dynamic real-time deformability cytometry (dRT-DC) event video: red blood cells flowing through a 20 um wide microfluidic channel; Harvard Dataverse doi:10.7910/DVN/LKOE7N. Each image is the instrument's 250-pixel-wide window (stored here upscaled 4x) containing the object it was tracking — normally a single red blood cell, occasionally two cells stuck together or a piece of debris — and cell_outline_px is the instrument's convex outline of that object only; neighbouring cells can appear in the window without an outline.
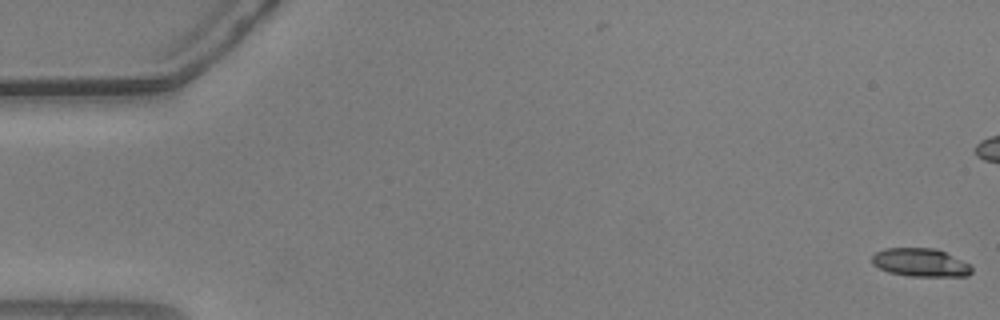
{"species": "common noctule bat (a hibernating species)", "species_latin": "Nyctalus noctula", "temperature_condition": "warm", "stored_images_in_passage": 57, "camera_frame_rate_fps": 3000, "um_per_image_px": 0.085, "animal": {"sex": "male", "body_mass_g": 20.5, "forearm_length_mm": 52.5}, "frame": {"image": 1, "passage_image": 1, "time_ms": 0.0, "image_size_px": [1000, 320], "cell_outline_px": [[972, 272], [968, 276], [908, 276], [888, 272], [872, 264], [872, 256], [876, 252], [884, 248], [936, 248], [968, 264], [972, 268]], "centroid_in_image_um": [78.2, 22.32], "position_along_channel_um": 6.8, "area_um2": 16.3}}
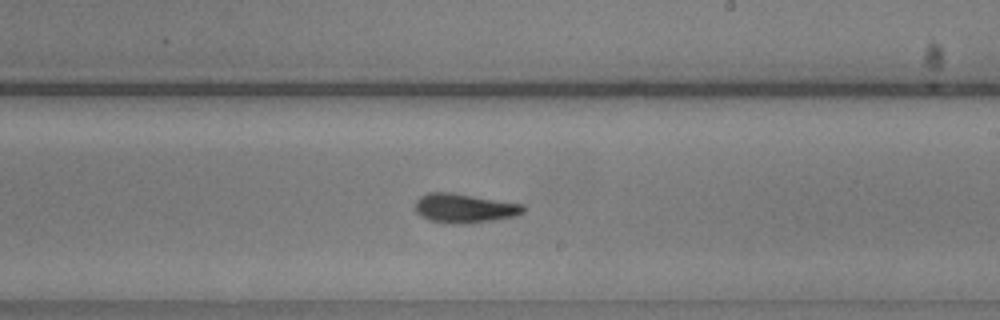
{"frame": {"image": 2, "passage_image": 33, "time_ms": 10.667, "image_size_px": [1000, 320], "cell_outline_px": [[524, 212], [516, 216], [492, 220], [464, 224], [444, 224], [428, 220], [420, 216], [416, 212], [416, 200], [420, 196], [428, 192], [452, 192], [524, 204]], "centroid_in_image_um": [39.45, 17.7], "position_along_channel_um": 249.6, "area_um2": 18.67}}
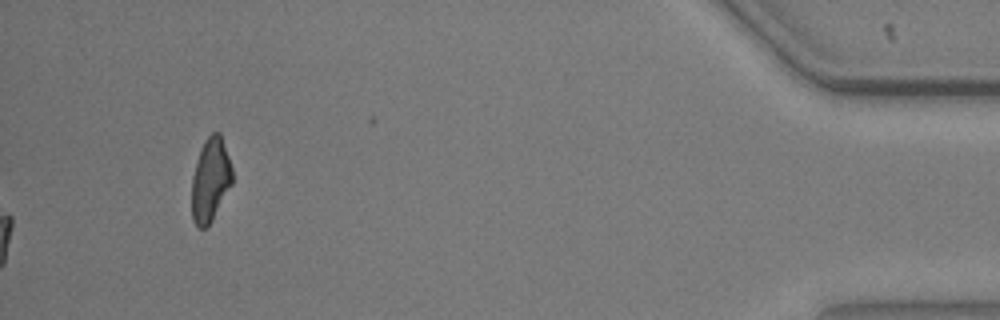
{"frame": {"image": 3, "passage_image": 57, "time_ms": 18.667, "image_size_px": [1000, 320], "cell_outline_px": [[232, 184], [208, 228], [200, 228], [192, 220], [192, 176], [200, 148], [204, 140], [212, 132], [220, 132], [232, 168]], "centroid_in_image_um": [17.88, 15.3], "position_along_channel_um": 417.3, "area_um2": 19.83}, "authors_computed_cell_mechanics": {"area_um2": 17.4556, "velocity_mm_per_s": 3.6865, "shape_relaxation_time_tau1_ms": null, "shape_relaxation_time_tau2_ms": 4.0613, "deformation_change_tau1": null, "deformation_change_tau2": 0.1237}}